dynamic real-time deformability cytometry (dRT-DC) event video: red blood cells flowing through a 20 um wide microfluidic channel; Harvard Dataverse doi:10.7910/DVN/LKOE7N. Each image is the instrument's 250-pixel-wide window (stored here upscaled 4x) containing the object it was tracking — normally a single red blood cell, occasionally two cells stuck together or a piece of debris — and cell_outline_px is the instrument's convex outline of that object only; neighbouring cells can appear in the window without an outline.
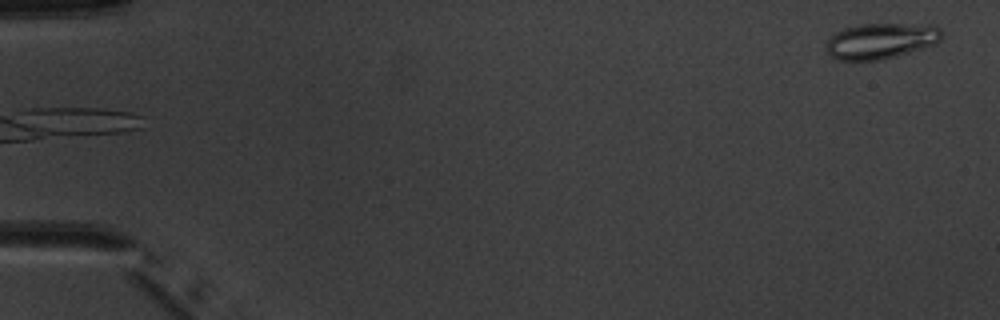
{"species": "common noctule bat (a hibernating species)", "species_latin": "Nyctalus noctula", "temperature_condition": "warm", "stored_images_in_passage": 5, "camera_frame_rate_fps": 3000, "um_per_image_px": 0.085, "animal": {"sex": "male", "body_mass_g": 20.1, "forearm_length_mm": 53.5}, "frame": {"image": 1, "passage_image": 5, "time_ms": 5.0, "image_size_px": [1000, 320], "cell_outline_px": [[940, 40], [936, 44], [896, 56], [880, 60], [836, 60], [828, 52], [828, 40], [836, 32], [844, 28], [860, 24], [936, 24], [940, 32]], "centroid_in_image_um": [74.9, 3.47], "position_along_channel_um": 10.1, "area_um2": 23.87}}